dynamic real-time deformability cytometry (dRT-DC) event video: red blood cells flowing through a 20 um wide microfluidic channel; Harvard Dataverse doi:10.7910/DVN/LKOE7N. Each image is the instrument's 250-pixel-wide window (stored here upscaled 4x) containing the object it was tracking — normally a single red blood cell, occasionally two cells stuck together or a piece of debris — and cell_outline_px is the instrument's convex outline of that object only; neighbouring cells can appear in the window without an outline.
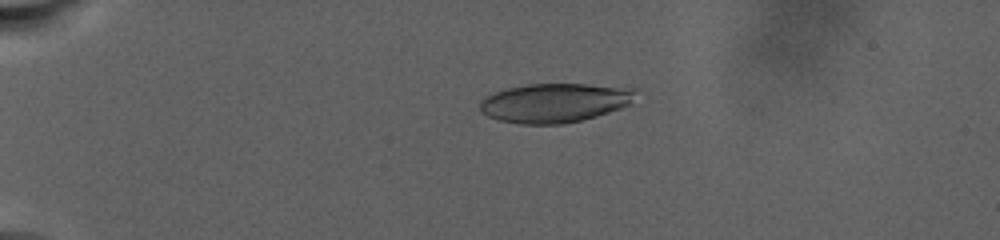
{"species": "human", "species_latin": "Homo sapiens", "temperature_condition": "warm", "stored_images_in_passage": 47, "camera_frame_rate_fps": 3000, "um_per_image_px": 0.085, "donor": {"sex": "male"}, "frame": {"image": 1, "passage_image": 8, "time_ms": 6.667, "image_size_px": [1000, 240], "cell_outline_px": [[640, 88], [628, 104], [620, 108], [596, 116], [564, 124], [520, 124], [500, 120], [488, 116], [480, 112], [480, 100], [496, 92], [508, 88], [528, 84], [584, 84]], "centroid_in_image_um": [47.16, 8.73], "position_along_channel_um": 37.8, "area_um2": 35.37}}
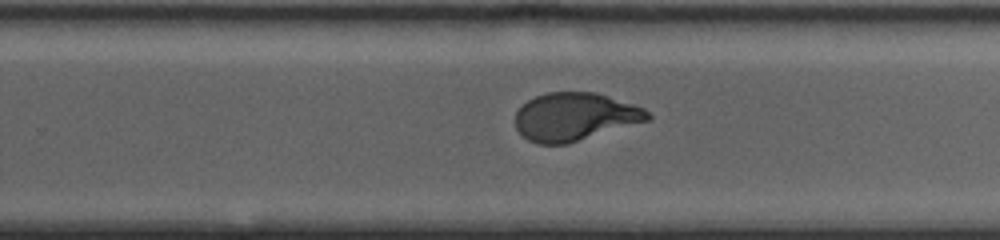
{"frame": {"image": 2, "passage_image": 23, "time_ms": 19.667, "image_size_px": [1000, 240], "cell_outline_px": [[652, 116], [648, 120], [568, 144], [536, 144], [528, 140], [516, 128], [516, 112], [528, 100], [536, 96], [548, 92], [596, 92], [644, 108]], "centroid_in_image_um": [48.85, 9.93], "position_along_channel_um": 281.0, "area_um2": 36.76}}
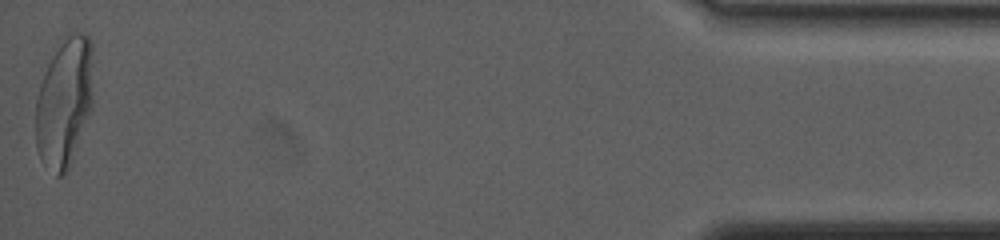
{"frame": {"image": 3, "passage_image": 47, "time_ms": 29.0, "image_size_px": [1000, 240], "cell_outline_px": [[92, 108], [68, 168], [60, 176], [56, 176], [40, 160], [36, 148], [36, 96], [44, 72], [52, 56], [64, 40], [68, 36], [76, 32], [80, 32], [88, 36], [92, 44]], "centroid_in_image_um": [5.46, 8.71], "position_along_channel_um": 429.7, "area_um2": 43.0}, "authors_computed_cell_mechanics": {"area_um2": 38.0324, "velocity_mm_per_s": 2.4148, "shape_relaxation_time_tau1_ms": 8.3956, "shape_relaxation_time_tau2_ms": null, "deformation_change_tau1": 0.2327, "deformation_change_tau2": null}}